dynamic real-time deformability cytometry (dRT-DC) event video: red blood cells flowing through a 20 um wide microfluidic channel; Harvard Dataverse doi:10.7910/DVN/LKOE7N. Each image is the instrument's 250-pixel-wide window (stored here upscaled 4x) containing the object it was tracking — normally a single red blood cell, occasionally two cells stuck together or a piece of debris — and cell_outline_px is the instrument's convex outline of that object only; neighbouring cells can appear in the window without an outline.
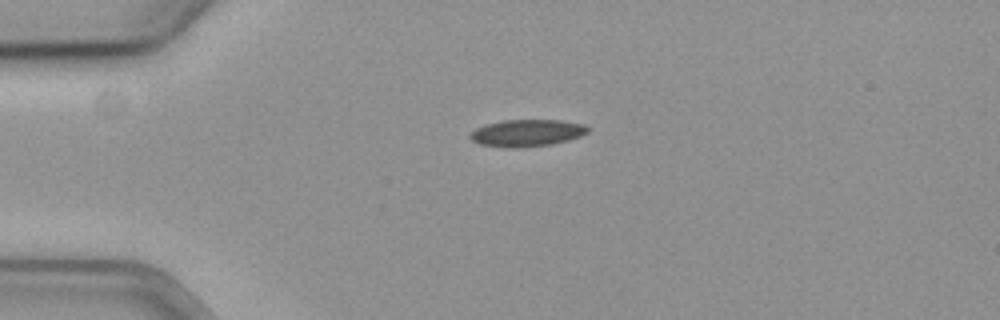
{"species": "common noctule bat (a hibernating species)", "species_latin": "Nyctalus noctula", "temperature_condition": "cold", "stored_images_in_passage": 44, "camera_frame_rate_fps": 3000, "um_per_image_px": 0.085, "animal": {"sex": "female", "body_mass_g": 19.3, "forearm_length_mm": 54.1}, "frame": {"image": 1, "passage_image": 1, "time_ms": 0.0, "image_size_px": [1000, 320], "cell_outline_px": [[588, 132], [580, 136], [568, 140], [552, 144], [520, 148], [516, 148], [480, 144], [472, 140], [468, 136], [476, 128], [488, 124], [504, 120], [560, 120], [584, 124], [588, 128]], "centroid_in_image_um": [44.8, 11.3], "position_along_channel_um": 40.2, "area_um2": 18.32}}
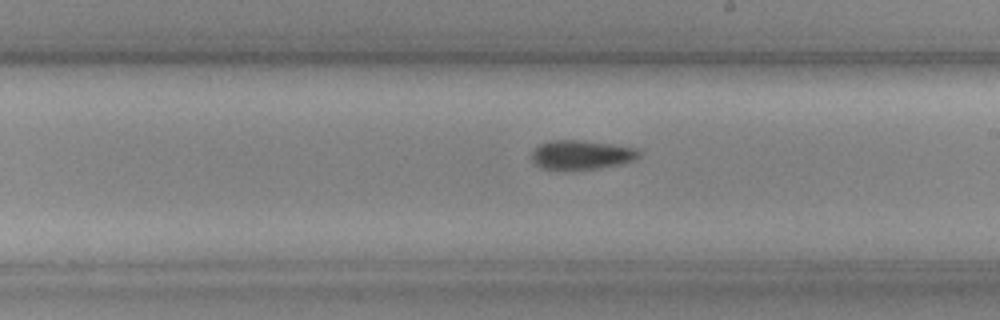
{"frame": {"image": 2, "passage_image": 20, "time_ms": 6.333, "image_size_px": [1000, 320], "cell_outline_px": [[640, 156], [632, 160], [620, 164], [600, 168], [540, 168], [532, 160], [532, 148], [548, 140], [580, 140], [612, 144], [636, 148], [640, 152]], "centroid_in_image_um": [49.4, 13.13], "position_along_channel_um": 239.6, "area_um2": 17.98}}
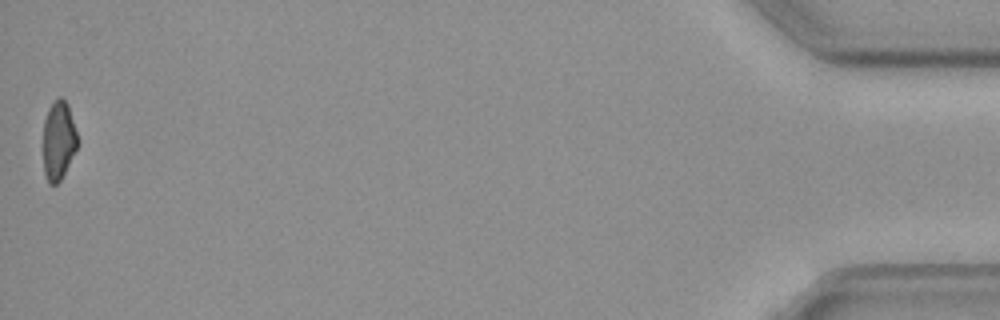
{"frame": {"image": 3, "passage_image": 44, "time_ms": 14.333, "image_size_px": [1000, 320], "cell_outline_px": [[76, 148], [60, 180], [56, 184], [48, 184], [44, 172], [44, 120], [48, 108], [60, 96], [68, 104], [76, 132]], "centroid_in_image_um": [4.95, 11.93], "position_along_channel_um": 430.2, "area_um2": 15.26}}